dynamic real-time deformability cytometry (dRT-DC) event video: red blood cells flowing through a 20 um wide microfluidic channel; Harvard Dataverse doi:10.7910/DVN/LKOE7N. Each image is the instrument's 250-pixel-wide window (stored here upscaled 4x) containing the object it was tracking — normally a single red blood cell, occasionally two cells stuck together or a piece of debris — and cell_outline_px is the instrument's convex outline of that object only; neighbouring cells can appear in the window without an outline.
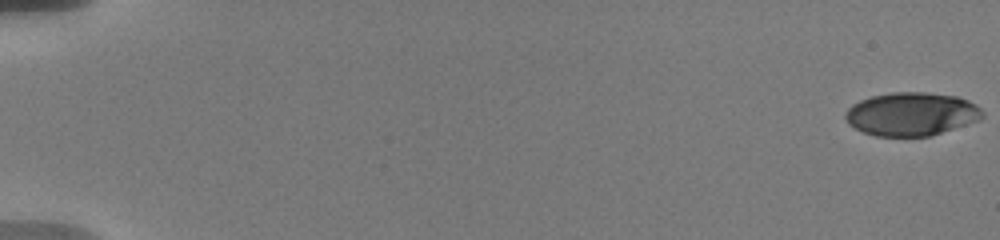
{"species": "human", "species_latin": "Homo sapiens", "temperature_condition": "warm", "stored_images_in_passage": 14, "camera_frame_rate_fps": 3000, "um_per_image_px": 0.085, "donor": {"sex": "male"}, "frame": {"image": 1, "passage_image": 1, "time_ms": 0.0, "image_size_px": [1000, 240], "cell_outline_px": [[984, 116], [980, 120], [932, 136], [876, 136], [864, 132], [848, 124], [844, 116], [848, 108], [852, 104], [860, 100], [872, 96], [892, 92], [924, 92], [956, 96], [968, 100], [976, 104], [984, 112]], "centroid_in_image_um": [77.49, 9.69], "position_along_channel_um": 7.5, "area_um2": 34.8}}
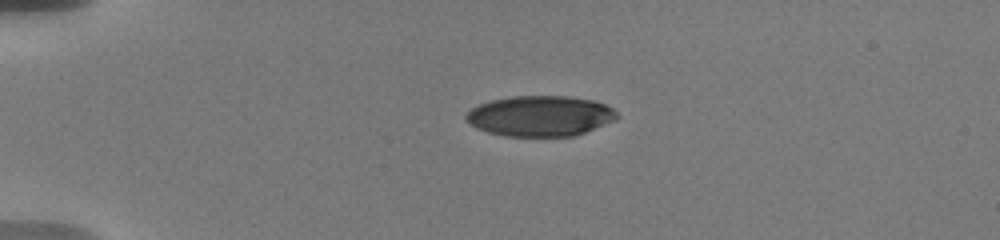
{"frame": {"image": 2, "passage_image": 7, "time_ms": 4.667, "image_size_px": [1000, 240], "cell_outline_px": [[620, 116], [616, 120], [584, 132], [572, 136], [504, 136], [488, 132], [476, 128], [464, 120], [464, 116], [472, 108], [480, 104], [492, 100], [516, 96], [568, 96], [596, 100], [612, 108]], "centroid_in_image_um": [45.92, 9.86], "position_along_channel_um": 39.1, "area_um2": 35.66}}
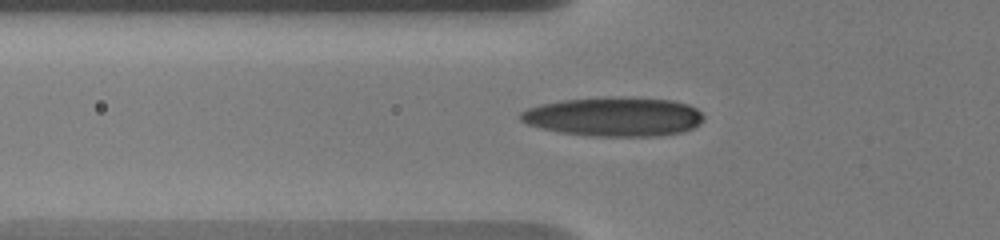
{"frame": {"image": 3, "passage_image": 12, "time_ms": 7.0, "image_size_px": [1000, 240], "cell_outline_px": [[704, 120], [700, 124], [684, 132], [656, 136], [588, 136], [560, 132], [528, 124], [520, 120], [520, 112], [528, 108], [540, 104], [564, 100], [604, 96], [620, 96], [672, 100], [688, 104], [696, 108], [704, 116]], "centroid_in_image_um": [52.22, 9.91], "position_along_channel_um": 73.6, "area_um2": 42.14}}